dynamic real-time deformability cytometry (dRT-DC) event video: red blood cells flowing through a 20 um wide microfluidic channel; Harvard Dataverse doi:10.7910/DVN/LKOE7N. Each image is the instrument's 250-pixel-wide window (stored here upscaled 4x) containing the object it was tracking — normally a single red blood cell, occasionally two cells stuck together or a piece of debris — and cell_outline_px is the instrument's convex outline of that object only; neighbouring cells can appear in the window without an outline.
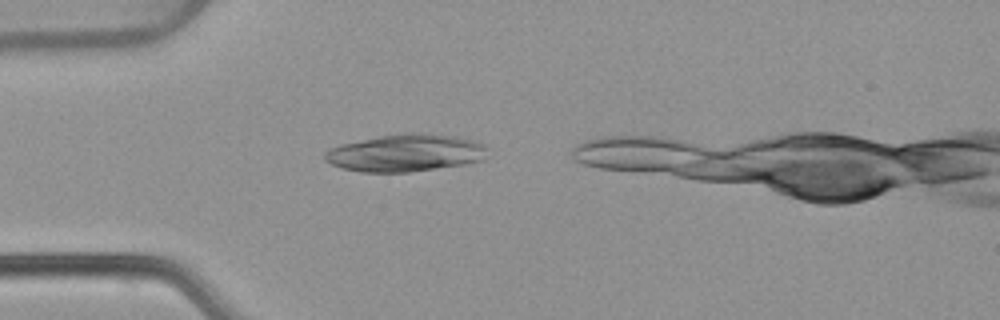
{"species": "common noctule bat (a hibernating species)", "species_latin": "Nyctalus noctula", "temperature_condition": "warm", "stored_images_in_passage": 32, "camera_frame_rate_fps": 3000, "um_per_image_px": 0.085, "animal": {"sex": "female", "body_mass_g": 22.7, "forearm_length_mm": 54.2}, "frame": {"image": 1, "passage_image": 4, "time_ms": 1.0, "image_size_px": [1000, 320], "cell_outline_px": [[488, 148], [484, 160], [464, 164], [408, 172], [360, 172], [344, 168], [332, 164], [324, 160], [324, 152], [328, 148], [340, 144], [380, 136], [412, 132], [424, 132], [456, 136], [476, 140], [484, 144]], "centroid_in_image_um": [34.49, 12.98], "position_along_channel_um": 50.5, "area_um2": 35.66}}
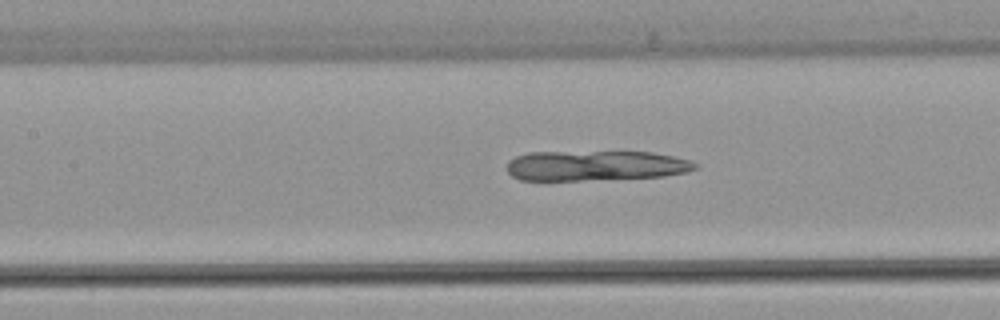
{"frame": {"image": 2, "passage_image": 13, "time_ms": 4.0, "image_size_px": [1000, 320], "cell_outline_px": [[700, 164], [696, 168], [688, 172], [664, 176], [580, 180], [520, 180], [512, 176], [508, 172], [508, 160], [516, 156], [528, 152], [652, 152], [692, 160]], "centroid_in_image_um": [50.64, 14.07], "position_along_channel_um": 156.8, "area_um2": 33.06}}